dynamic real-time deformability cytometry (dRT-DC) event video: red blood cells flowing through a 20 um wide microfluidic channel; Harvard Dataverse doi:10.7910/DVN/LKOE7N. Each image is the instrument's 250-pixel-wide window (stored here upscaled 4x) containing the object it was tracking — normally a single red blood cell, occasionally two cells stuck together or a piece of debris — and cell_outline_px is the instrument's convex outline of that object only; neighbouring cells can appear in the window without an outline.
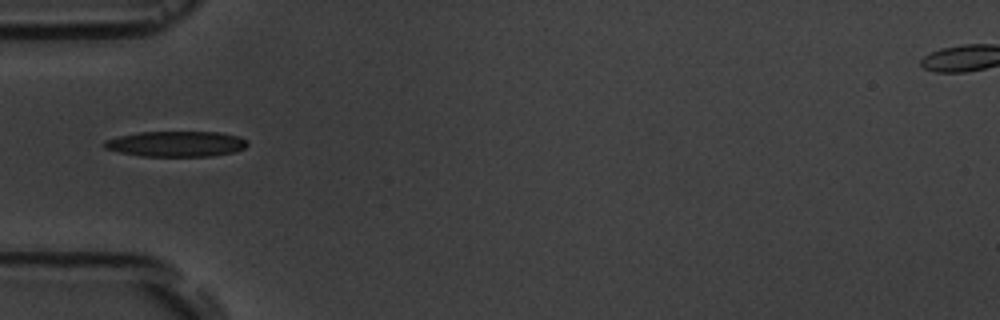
{"species": "common noctule bat (a hibernating species)", "species_latin": "Nyctalus noctula", "temperature_condition": "room temperature", "stored_images_in_passage": 6, "camera_frame_rate_fps": 3000, "um_per_image_px": 0.085, "animal": {"sex": "male", "body_mass_g": 19.5, "forearm_length_mm": 54.6}, "frame": {"image": 1, "passage_image": 1, "time_ms": 0.0, "image_size_px": [1000, 320], "cell_outline_px": [[248, 144], [244, 148], [236, 152], [212, 156], [140, 156], [120, 152], [104, 148], [104, 140], [120, 136], [140, 132], [220, 132], [240, 136], [248, 140]], "centroid_in_image_um": [15.03, 12.23], "position_along_channel_um": 70.0, "area_um2": 21.39}}
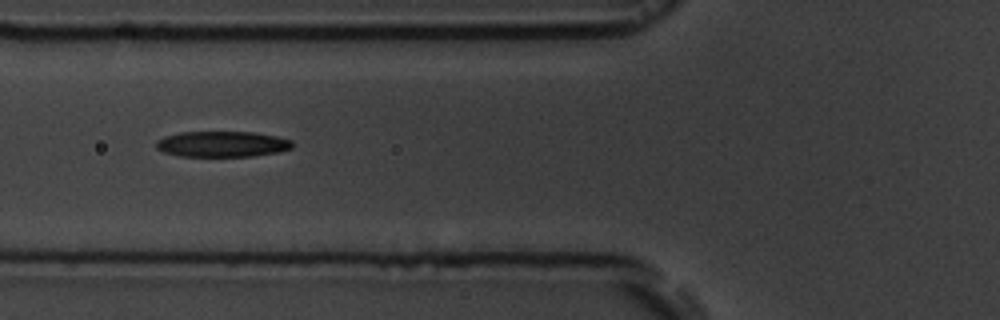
{"frame": {"image": 2, "passage_image": 2, "time_ms": 1.0, "image_size_px": [1000, 320], "cell_outline_px": [[292, 148], [276, 152], [252, 156], [180, 156], [164, 152], [156, 148], [156, 140], [164, 136], [180, 132], [252, 132], [276, 136], [292, 140]], "centroid_in_image_um": [18.85, 12.24], "position_along_channel_um": 106.9, "area_um2": 20.35}}
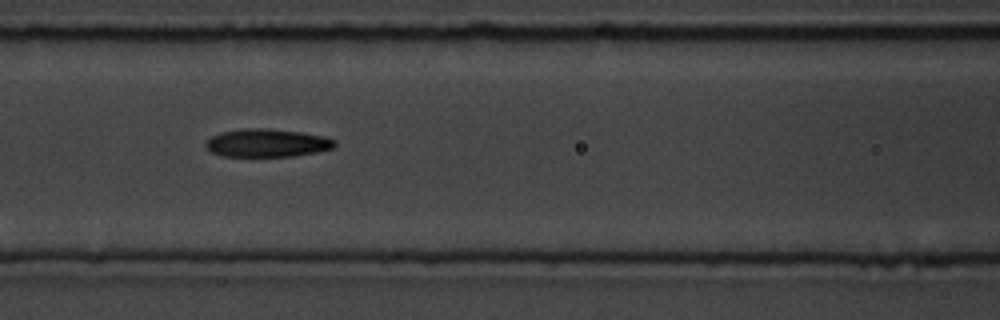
{"frame": {"image": 3, "passage_image": 3, "time_ms": 2.0, "image_size_px": [1000, 320], "cell_outline_px": [[336, 144], [332, 148], [316, 152], [292, 156], [220, 156], [212, 152], [204, 144], [212, 136], [220, 132], [244, 128], [268, 128], [300, 132], [324, 136], [336, 140]], "centroid_in_image_um": [22.69, 12.14], "position_along_channel_um": 143.9, "area_um2": 21.04}}